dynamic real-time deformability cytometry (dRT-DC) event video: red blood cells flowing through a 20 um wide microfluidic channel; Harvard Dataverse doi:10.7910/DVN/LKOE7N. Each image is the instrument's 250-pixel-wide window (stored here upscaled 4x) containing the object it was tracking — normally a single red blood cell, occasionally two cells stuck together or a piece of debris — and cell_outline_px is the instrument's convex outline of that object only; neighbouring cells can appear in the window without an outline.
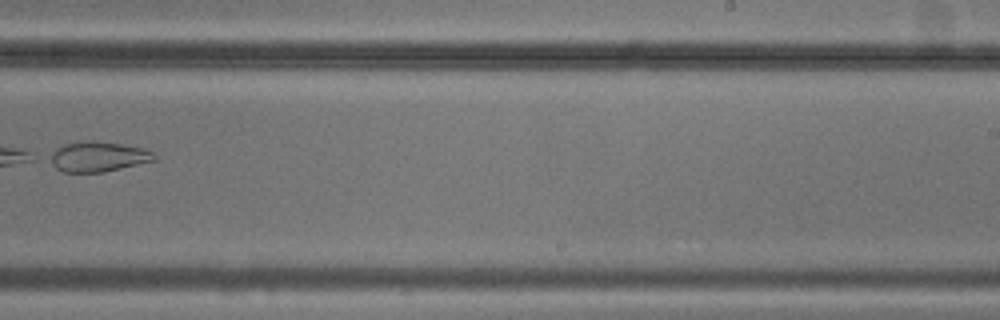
{"species": "common noctule bat (a hibernating species)", "species_latin": "Nyctalus noctula", "temperature_condition": "cold", "stored_images_in_passage": 10, "camera_frame_rate_fps": 3000, "um_per_image_px": 0.085, "animal": {"sex": "male", "body_mass_g": 20.5, "forearm_length_mm": 52.5}, "frame": {"image": 1, "passage_image": 9, "time_ms": 10.667, "image_size_px": [1000, 320], "cell_outline_px": [[156, 160], [104, 172], [64, 172], [56, 168], [44, 160], [44, 156], [56, 148], [64, 144], [88, 140], [92, 140], [120, 144], [144, 148], [152, 152], [156, 156]], "centroid_in_image_um": [8.23, 13.32], "position_along_channel_um": 280.8, "area_um2": 18.67}}